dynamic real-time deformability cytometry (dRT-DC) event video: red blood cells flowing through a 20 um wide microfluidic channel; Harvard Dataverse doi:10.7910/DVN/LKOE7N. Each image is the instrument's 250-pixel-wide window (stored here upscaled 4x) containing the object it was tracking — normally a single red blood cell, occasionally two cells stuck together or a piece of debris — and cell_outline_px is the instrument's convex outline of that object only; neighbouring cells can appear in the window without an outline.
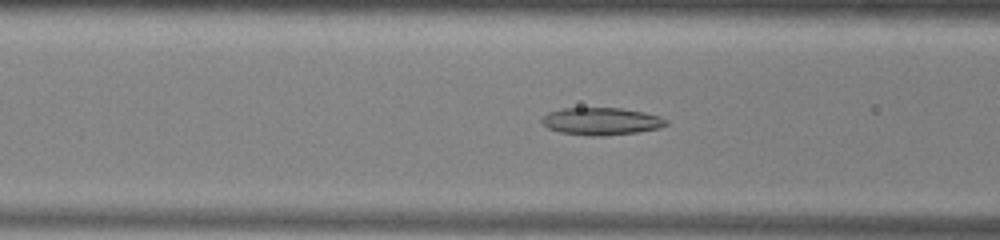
{"species": "common noctule bat (a hibernating species)", "species_latin": "Nyctalus noctula", "temperature_condition": "warm", "stored_images_in_passage": 50, "camera_frame_rate_fps": 3000, "um_per_image_px": 0.085, "animal": {"sex": "male", "body_mass_g": 13.0, "forearm_length_mm": 53.1}, "frame": {"image": 1, "passage_image": 18, "time_ms": 5.667, "image_size_px": [1000, 240], "cell_outline_px": [[668, 124], [660, 128], [636, 132], [604, 136], [592, 136], [560, 132], [548, 128], [540, 120], [548, 112], [560, 108], [620, 108], [644, 112], [660, 116], [668, 120]], "centroid_in_image_um": [51.12, 10.3], "position_along_channel_um": 115.5, "area_um2": 19.88}}
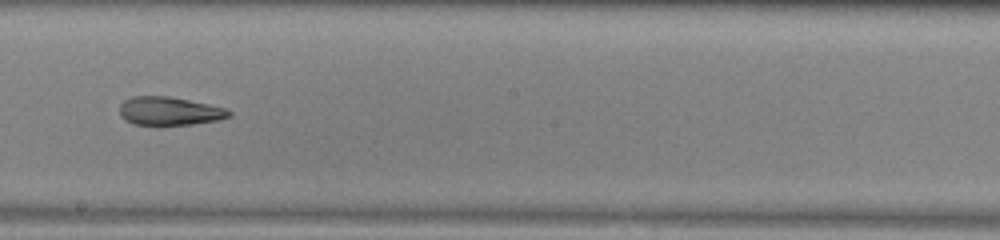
{"frame": {"image": 2, "passage_image": 27, "time_ms": 8.667, "image_size_px": [1000, 240], "cell_outline_px": [[232, 116], [220, 120], [192, 124], [160, 128], [156, 128], [132, 124], [120, 116], [120, 104], [124, 100], [132, 96], [168, 96], [208, 104], [224, 108], [232, 112]], "centroid_in_image_um": [14.37, 9.49], "position_along_channel_um": 233.8, "area_um2": 18.9}}
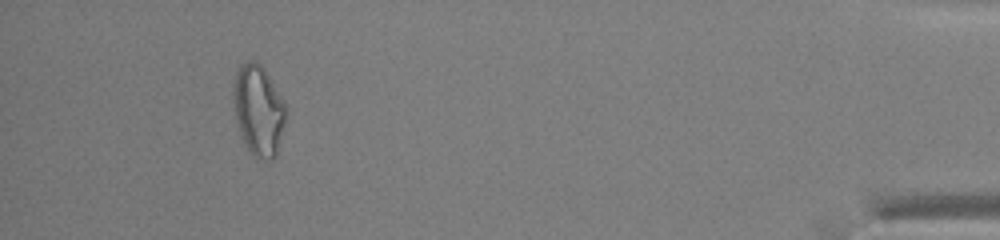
{"frame": {"image": 3, "passage_image": 46, "time_ms": 15.0, "image_size_px": [1000, 240], "cell_outline_px": [[288, 112], [276, 156], [272, 160], [260, 160], [252, 156], [248, 152], [240, 136], [236, 120], [232, 100], [232, 92], [236, 72], [240, 64], [248, 60], [256, 60], [264, 68], [284, 100], [288, 108]], "centroid_in_image_um": [21.97, 9.39], "position_along_channel_um": 413.2, "area_um2": 28.61}, "authors_computed_cell_mechanics": {"area_um2": 21.8484, "velocity_mm_per_s": 3.9486, "shape_relaxation_time_tau1_ms": null, "shape_relaxation_time_tau2_ms": 5.4653, "deformation_change_tau1": null, "deformation_change_tau2": 0.1622}}